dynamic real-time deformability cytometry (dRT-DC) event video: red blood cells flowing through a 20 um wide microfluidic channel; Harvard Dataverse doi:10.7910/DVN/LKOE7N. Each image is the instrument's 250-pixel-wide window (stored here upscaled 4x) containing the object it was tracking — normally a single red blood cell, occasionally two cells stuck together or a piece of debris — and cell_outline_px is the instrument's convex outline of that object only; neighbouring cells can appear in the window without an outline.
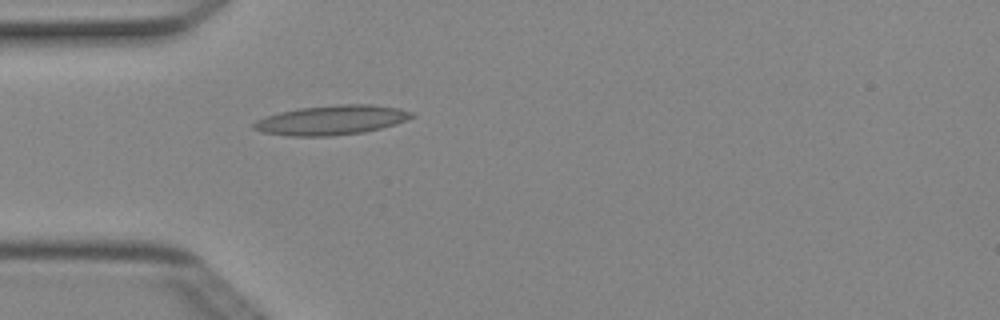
{"species": "Egyptian fruit bat (a non-hibernating species)", "species_latin": "Rousettus aegyptiacus", "temperature_condition": "cold", "stored_images_in_passage": 3, "camera_frame_rate_fps": 3000, "um_per_image_px": 0.085, "animal": {"sex": "female"}, "frame": {"image": 1, "passage_image": 3, "time_ms": 0.667, "image_size_px": [1000, 320], "cell_outline_px": [[416, 116], [396, 124], [364, 132], [332, 136], [288, 136], [260, 132], [252, 128], [252, 124], [256, 120], [264, 116], [280, 112], [300, 108], [336, 104], [372, 104], [400, 108], [416, 112]], "centroid_in_image_um": [28.19, 10.2], "position_along_channel_um": 56.8, "area_um2": 27.57}}